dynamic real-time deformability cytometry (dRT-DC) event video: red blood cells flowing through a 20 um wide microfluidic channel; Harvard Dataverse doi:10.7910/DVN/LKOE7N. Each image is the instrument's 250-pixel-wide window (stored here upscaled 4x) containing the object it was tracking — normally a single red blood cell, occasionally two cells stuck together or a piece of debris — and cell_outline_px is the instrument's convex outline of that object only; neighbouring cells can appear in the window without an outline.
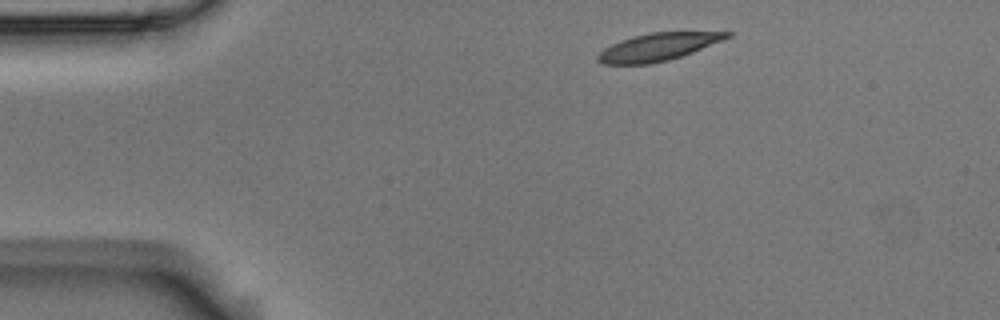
{"species": "Egyptian fruit bat (a non-hibernating species)", "species_latin": "Rousettus aegyptiacus", "temperature_condition": "room temperature", "stored_images_in_passage": 2, "camera_frame_rate_fps": 3000, "um_per_image_px": 0.085, "animal": {"sex": "male"}, "frame": {"image": 1, "passage_image": 1, "time_ms": 0.0, "image_size_px": [1000, 320], "cell_outline_px": [[732, 36], [724, 40], [692, 52], [668, 60], [652, 64], [604, 64], [596, 60], [596, 56], [604, 48], [620, 40], [652, 32], [732, 32]], "centroid_in_image_um": [55.92, 3.99], "position_along_channel_um": 29.1, "area_um2": 20.58}}